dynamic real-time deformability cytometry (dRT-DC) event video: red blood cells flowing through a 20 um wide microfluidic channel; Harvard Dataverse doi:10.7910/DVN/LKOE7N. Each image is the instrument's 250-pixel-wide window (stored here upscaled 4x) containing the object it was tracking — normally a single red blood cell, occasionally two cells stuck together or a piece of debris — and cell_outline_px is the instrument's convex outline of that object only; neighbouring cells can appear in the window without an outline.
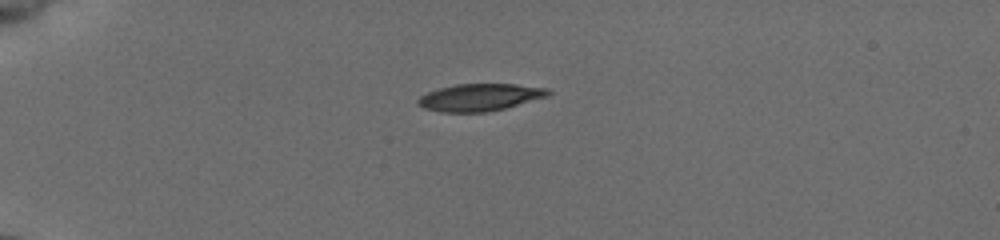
{"species": "common noctule bat (a hibernating species)", "species_latin": "Nyctalus noctula", "temperature_condition": "cold", "stored_images_in_passage": 40, "camera_frame_rate_fps": 3000, "um_per_image_px": 0.085, "animal": {"sex": "female", "body_mass_g": 19.5, "forearm_length_mm": 54.1}, "frame": {"image": 1, "passage_image": 1, "time_ms": 0.0, "image_size_px": [1000, 240], "cell_outline_px": [[552, 92], [548, 96], [504, 108], [484, 112], [440, 112], [424, 108], [416, 104], [416, 100], [420, 96], [428, 92], [440, 88], [456, 84], [516, 84], [548, 88]], "centroid_in_image_um": [40.77, 8.27], "position_along_channel_um": 44.2, "area_um2": 20.58}}
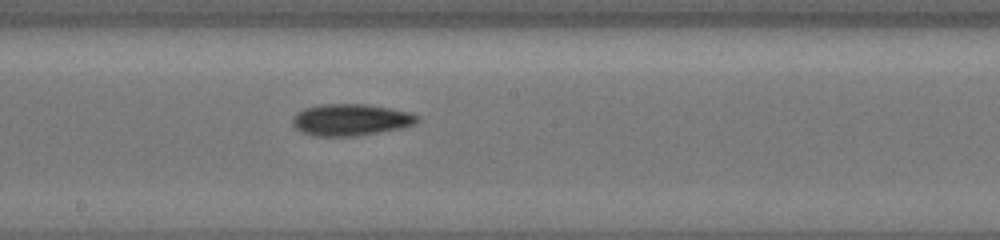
{"frame": {"image": 2, "passage_image": 18, "time_ms": 5.667, "image_size_px": [1000, 240], "cell_outline_px": [[420, 120], [416, 124], [400, 128], [356, 136], [312, 136], [296, 128], [292, 124], [292, 116], [304, 108], [320, 104], [368, 104], [392, 108], [408, 112], [420, 116]], "centroid_in_image_um": [29.82, 10.17], "position_along_channel_um": 218.4, "area_um2": 23.18}}
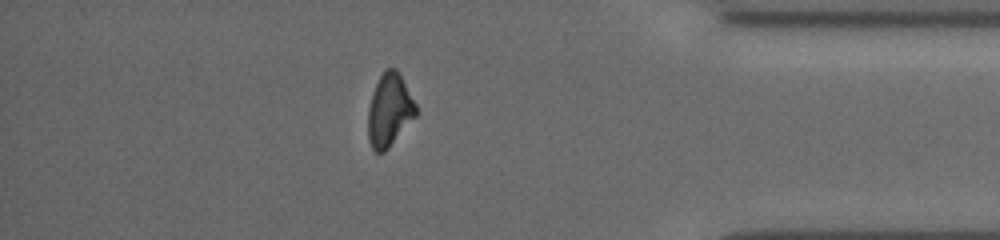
{"frame": {"image": 3, "passage_image": 34, "time_ms": 11.0, "image_size_px": [1000, 240], "cell_outline_px": [[416, 116], [388, 148], [384, 152], [376, 152], [372, 148], [368, 140], [368, 108], [376, 84], [384, 68], [396, 68], [416, 104]], "centroid_in_image_um": [33.09, 9.37], "position_along_channel_um": 402.1, "area_um2": 20.06}, "authors_computed_cell_mechanics": {"area_um2": 21.5016, "velocity_mm_per_s": 3.883, "shape_relaxation_time_tau1_ms": 2.5075, "shape_relaxation_time_tau2_ms": 8.872, "deformation_change_tau1": 0.1348, "deformation_change_tau2": 0.1787}}